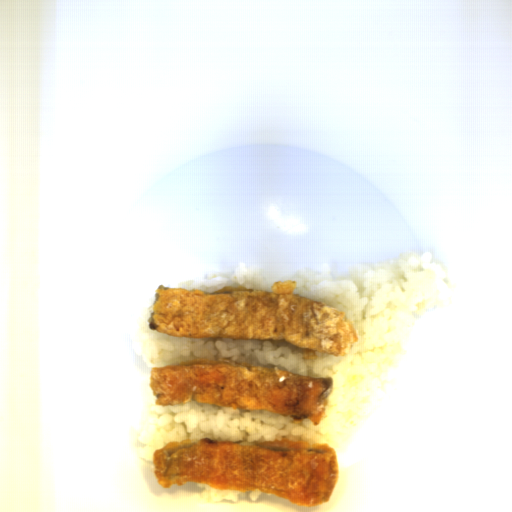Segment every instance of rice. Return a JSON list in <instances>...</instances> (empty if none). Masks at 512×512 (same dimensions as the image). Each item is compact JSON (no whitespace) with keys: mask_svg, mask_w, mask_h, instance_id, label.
Listing matches in <instances>:
<instances>
[{"mask_svg":"<svg viewBox=\"0 0 512 512\" xmlns=\"http://www.w3.org/2000/svg\"><path fill=\"white\" fill-rule=\"evenodd\" d=\"M198 488L203 489L201 496L205 501L219 502L224 499L227 501H238L239 498L249 497L251 502H255L262 494V491H218L205 486L202 483H196Z\"/></svg>","mask_w":512,"mask_h":512,"instance_id":"obj_3","label":"rice"},{"mask_svg":"<svg viewBox=\"0 0 512 512\" xmlns=\"http://www.w3.org/2000/svg\"><path fill=\"white\" fill-rule=\"evenodd\" d=\"M225 286H244L250 289H258L266 292H273L271 285L266 281L262 271L247 263L237 264L232 271L216 270L210 271L205 280H183L176 288H184L189 292L199 289L203 292L215 293Z\"/></svg>","mask_w":512,"mask_h":512,"instance_id":"obj_2","label":"rice"},{"mask_svg":"<svg viewBox=\"0 0 512 512\" xmlns=\"http://www.w3.org/2000/svg\"><path fill=\"white\" fill-rule=\"evenodd\" d=\"M434 258L432 252H426L378 265L353 263L345 278H334L326 263L298 271L293 279V295L337 308L353 326L358 342L346 356L317 352L316 360H306L300 348L287 342L177 337L155 332L148 322L154 304L149 305L131 344L151 369L183 360H237L312 378L330 377L333 389L317 426L311 420L294 423L289 416L261 410L190 402L157 405L151 392L139 426L135 455L154 462L157 449L184 439L254 446L284 438L328 443L338 454L348 434L359 428L361 412L369 404L379 378L391 371L395 357L403 354L412 324L450 296L447 271Z\"/></svg>","mask_w":512,"mask_h":512,"instance_id":"obj_1","label":"rice"}]
</instances>
